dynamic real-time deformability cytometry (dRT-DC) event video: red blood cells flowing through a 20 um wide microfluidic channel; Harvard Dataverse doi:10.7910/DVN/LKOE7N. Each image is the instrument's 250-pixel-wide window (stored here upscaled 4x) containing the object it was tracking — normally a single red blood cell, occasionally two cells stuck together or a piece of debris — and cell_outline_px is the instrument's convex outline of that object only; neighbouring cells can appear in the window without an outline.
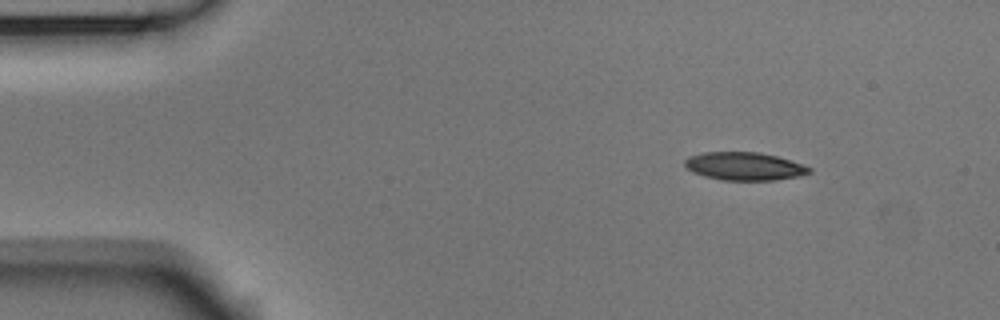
{"species": "Egyptian fruit bat (a non-hibernating species)", "species_latin": "Rousettus aegyptiacus", "temperature_condition": "room temperature", "stored_images_in_passage": 6, "camera_frame_rate_fps": 3000, "um_per_image_px": 0.085, "animal": {"sex": "male"}, "frame": {"image": 1, "passage_image": 1, "time_ms": 0.0, "image_size_px": [1000, 320], "cell_outline_px": [[812, 172], [800, 176], [776, 180], [724, 180], [704, 176], [692, 172], [684, 164], [684, 160], [688, 156], [704, 152], [760, 152], [776, 156], [812, 168]], "centroid_in_image_um": [63.26, 14.13], "position_along_channel_um": 21.7, "area_um2": 20.29}}
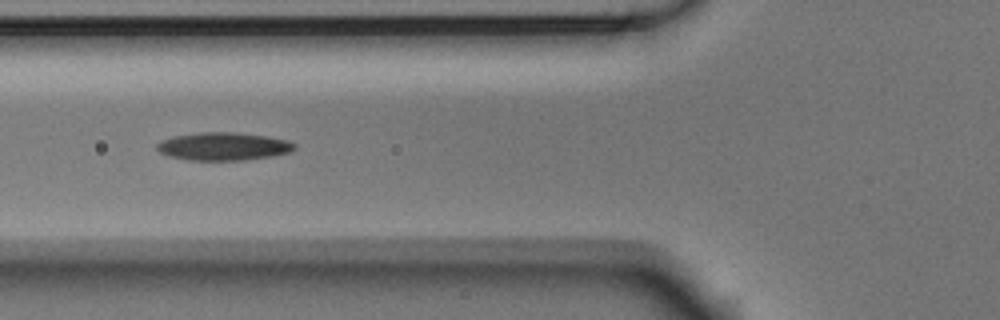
{"frame": {"image": 2, "passage_image": 4, "time_ms": 1.0, "image_size_px": [1000, 320], "cell_outline_px": [[296, 148], [288, 152], [268, 156], [244, 160], [188, 160], [168, 156], [160, 152], [156, 148], [156, 144], [164, 140], [176, 136], [200, 132], [236, 132], [268, 136], [288, 140], [296, 144]], "centroid_in_image_um": [18.99, 12.44], "position_along_channel_um": 106.8, "area_um2": 22.25}}
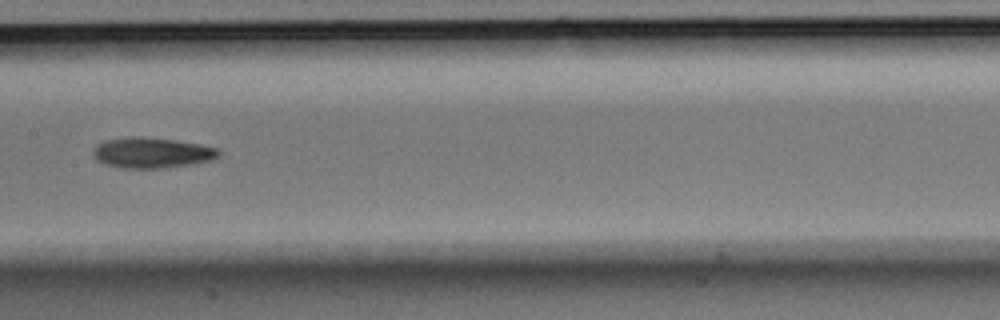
{"frame": {"image": 3, "passage_image": 6, "time_ms": 1.667, "image_size_px": [1000, 320], "cell_outline_px": [[224, 152], [220, 156], [212, 160], [164, 168], [120, 168], [104, 164], [96, 160], [92, 152], [96, 144], [104, 140], [128, 136], [140, 136], [172, 140], [200, 144], [220, 148]], "centroid_in_image_um": [12.91, 12.98], "position_along_channel_um": 194.5, "area_um2": 22.66}}